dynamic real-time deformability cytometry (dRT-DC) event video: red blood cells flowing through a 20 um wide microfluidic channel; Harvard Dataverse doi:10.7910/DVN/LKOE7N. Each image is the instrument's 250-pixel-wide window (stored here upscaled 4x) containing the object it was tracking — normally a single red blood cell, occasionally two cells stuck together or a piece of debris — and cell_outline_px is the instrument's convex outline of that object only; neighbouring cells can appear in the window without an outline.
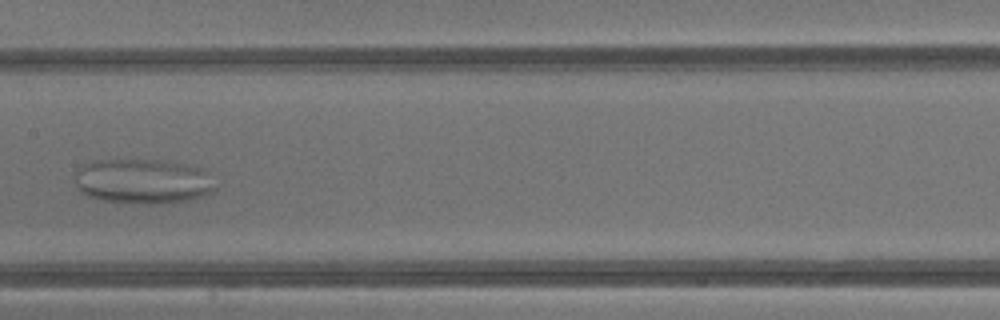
{"species": "common noctule bat (a hibernating species)", "species_latin": "Nyctalus noctula", "temperature_condition": "warm", "stored_images_in_passage": 37, "camera_frame_rate_fps": 3000, "um_per_image_px": 0.085, "animal": {"sex": "male", "body_mass_g": 13.3}, "frame": {"image": 1, "passage_image": 16, "time_ms": 5.0, "image_size_px": [1000, 320], "cell_outline_px": [[216, 188], [212, 192], [204, 196], [192, 200], [160, 204], [148, 204], [100, 200], [88, 196], [80, 192], [76, 188], [76, 168], [92, 160], [164, 160], [188, 164], [200, 168], [204, 172]], "centroid_in_image_um": [12.11, 15.41], "position_along_channel_um": 195.3, "area_um2": 36.99}}
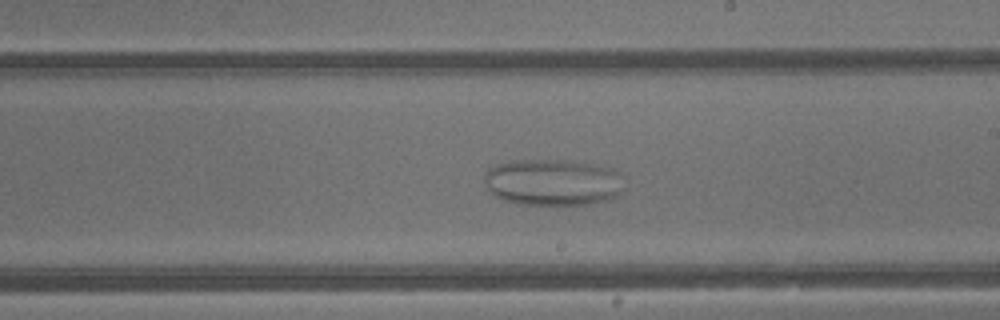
{"frame": {"image": 2, "passage_image": 19, "time_ms": 6.0, "image_size_px": [1000, 320], "cell_outline_px": [[620, 192], [616, 196], [608, 200], [588, 204], [520, 204], [500, 200], [488, 192], [484, 180], [484, 172], [488, 168], [496, 164], [512, 160], [572, 160], [592, 164], [608, 168], [616, 172]], "centroid_in_image_um": [46.84, 15.49], "position_along_channel_um": 242.2, "area_um2": 37.74}}